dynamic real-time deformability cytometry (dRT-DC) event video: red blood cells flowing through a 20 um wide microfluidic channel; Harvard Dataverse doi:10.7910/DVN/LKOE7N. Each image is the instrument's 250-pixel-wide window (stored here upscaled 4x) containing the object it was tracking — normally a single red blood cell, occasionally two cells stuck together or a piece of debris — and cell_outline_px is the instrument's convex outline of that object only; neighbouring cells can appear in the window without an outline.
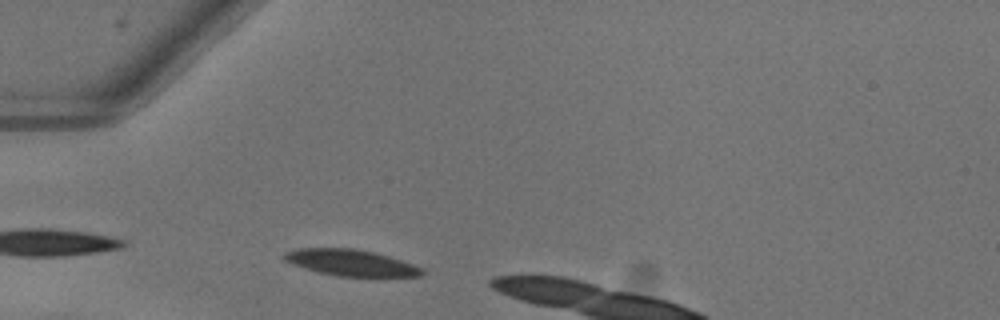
{"species": "common noctule bat (a hibernating species)", "species_latin": "Nyctalus noctula", "temperature_condition": "warm", "stored_images_in_passage": 8, "camera_frame_rate_fps": 3000, "um_per_image_px": 0.085, "animal": {"sex": "female"}, "frame": {"image": 1, "passage_image": 3, "time_ms": 0.667, "image_size_px": [1000, 320], "cell_outline_px": [[424, 272], [420, 276], [336, 276], [304, 268], [284, 260], [280, 256], [284, 252], [296, 248], [356, 248], [388, 256], [424, 268]], "centroid_in_image_um": [29.77, 22.32], "position_along_channel_um": 55.2, "area_um2": 20.98}}
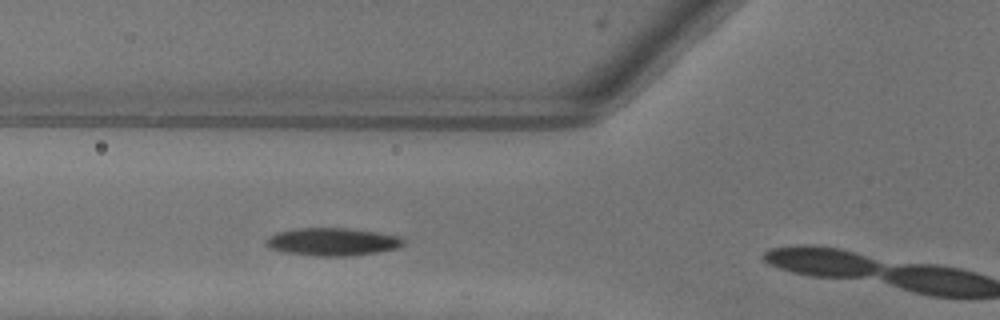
{"frame": {"image": 2, "passage_image": 7, "time_ms": 2.0, "image_size_px": [1000, 320], "cell_outline_px": [[404, 244], [400, 248], [376, 252], [348, 256], [312, 256], [284, 252], [272, 248], [264, 244], [264, 240], [268, 236], [276, 232], [296, 228], [344, 228], [376, 232], [400, 236], [404, 240]], "centroid_in_image_um": [28.23, 20.55], "position_along_channel_um": 97.6, "area_um2": 22.37}}